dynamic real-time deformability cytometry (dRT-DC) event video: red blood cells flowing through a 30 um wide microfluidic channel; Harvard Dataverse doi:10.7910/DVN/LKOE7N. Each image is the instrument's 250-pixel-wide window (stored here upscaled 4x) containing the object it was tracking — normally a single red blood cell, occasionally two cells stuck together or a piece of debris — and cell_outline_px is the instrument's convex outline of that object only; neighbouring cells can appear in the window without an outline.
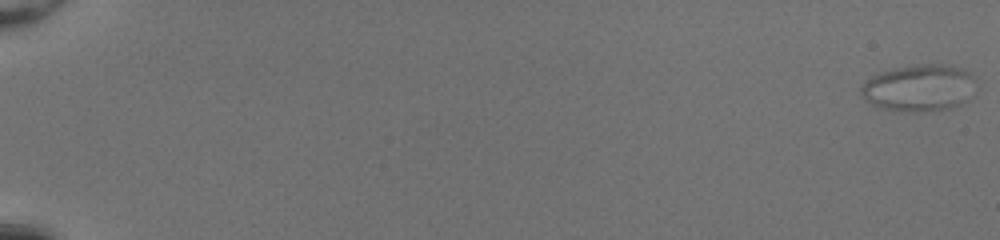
{"species": "common noctule bat (a hibernating species)", "species_latin": "Nyctalus noctula", "temperature_condition": "room temperature", "stored_images_in_passage": 54, "camera_frame_rate_fps": 3000, "um_per_image_px": 0.085, "animal": {"sex": "female", "body_mass_g": 20.0, "forearm_length_mm": 54.0}, "frame": {"image": 1, "passage_image": 1, "time_ms": 0.0, "image_size_px": [1000, 240], "cell_outline_px": [[976, 96], [952, 108], [932, 112], [900, 112], [880, 108], [872, 104], [860, 92], [860, 88], [872, 76], [880, 72], [896, 68], [916, 64], [944, 64], [964, 68], [972, 72]], "centroid_in_image_um": [78.21, 7.49], "position_along_channel_um": 6.8, "area_um2": 32.02}}
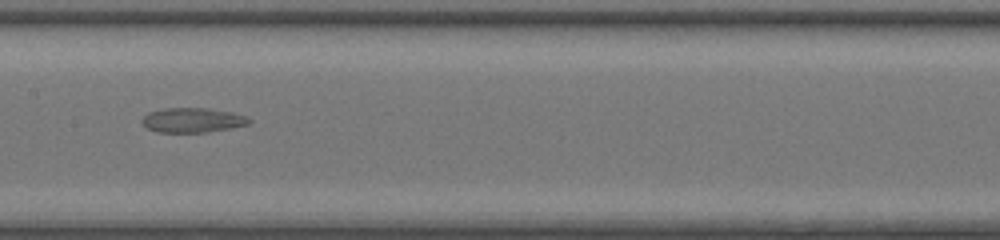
{"frame": {"image": 2, "passage_image": 31, "time_ms": 10.0, "image_size_px": [1000, 240], "cell_outline_px": [[252, 120], [248, 124], [232, 128], [208, 132], [156, 132], [148, 128], [140, 120], [148, 112], [164, 108], [208, 108], [232, 112], [248, 116]], "centroid_in_image_um": [16.39, 10.21], "position_along_channel_um": 191.0, "area_um2": 15.49}}
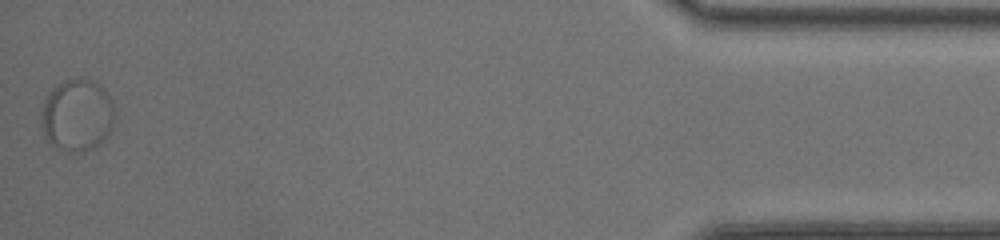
{"frame": {"image": 3, "passage_image": 54, "time_ms": 17.667, "image_size_px": [1000, 240], "cell_outline_px": [[116, 108], [112, 124], [108, 132], [92, 148], [84, 152], [68, 152], [52, 144], [44, 136], [40, 124], [40, 116], [44, 100], [52, 88], [56, 84], [64, 80], [80, 76], [92, 80], [112, 100]], "centroid_in_image_um": [6.51, 9.76], "position_along_channel_um": 428.7, "area_um2": 30.87}}